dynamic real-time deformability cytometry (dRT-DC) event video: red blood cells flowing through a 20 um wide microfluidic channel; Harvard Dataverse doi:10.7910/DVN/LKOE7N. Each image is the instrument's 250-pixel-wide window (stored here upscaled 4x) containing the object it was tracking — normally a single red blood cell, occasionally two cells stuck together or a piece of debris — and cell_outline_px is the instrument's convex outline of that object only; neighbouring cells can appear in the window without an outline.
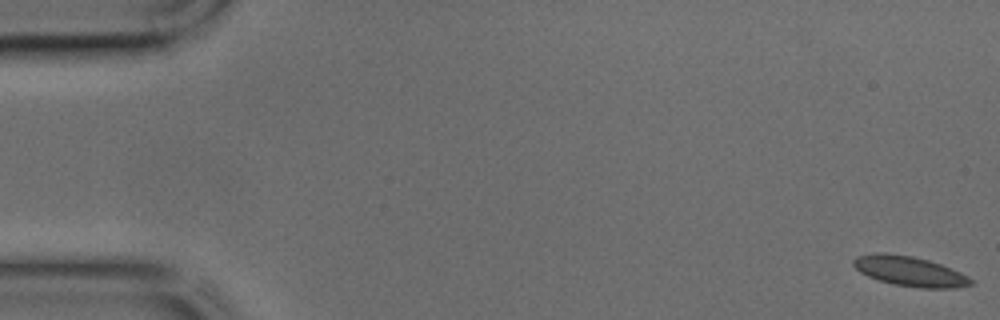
{"species": "common noctule bat (a hibernating species)", "species_latin": "Nyctalus noctula", "temperature_condition": "cold", "stored_images_in_passage": 45, "camera_frame_rate_fps": 3000, "um_per_image_px": 0.085, "animal": {"sex": "male", "body_mass_g": 17.9, "forearm_length_mm": 54.2}, "frame": {"image": 1, "passage_image": 1, "time_ms": 0.0, "image_size_px": [1000, 320], "cell_outline_px": [[972, 284], [956, 288], [920, 288], [892, 284], [868, 276], [860, 272], [852, 264], [852, 260], [856, 256], [876, 252], [884, 252], [912, 256], [928, 260], [940, 264], [960, 272], [968, 276], [972, 280]], "centroid_in_image_um": [77.29, 23.05], "position_along_channel_um": 7.7, "area_um2": 20.46}}
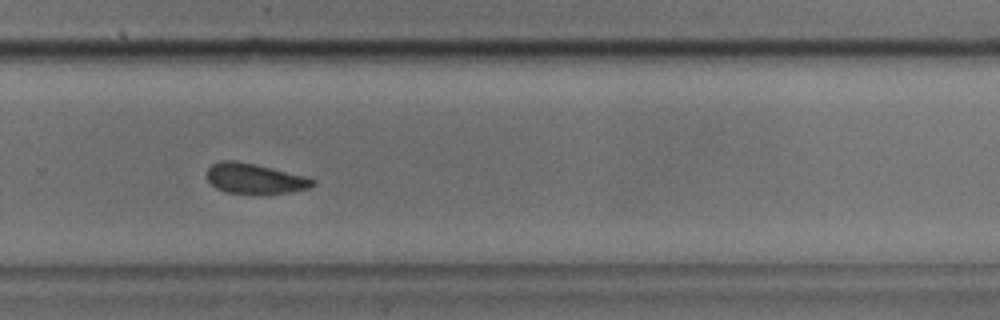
{"frame": {"image": 2, "passage_image": 30, "time_ms": 9.667, "image_size_px": [1000, 320], "cell_outline_px": [[316, 184], [308, 188], [292, 192], [228, 192], [216, 188], [208, 180], [208, 168], [212, 164], [220, 160], [236, 160], [256, 164], [304, 176], [316, 180]], "centroid_in_image_um": [21.65, 15.14], "position_along_channel_um": 308.1, "area_um2": 18.15}}
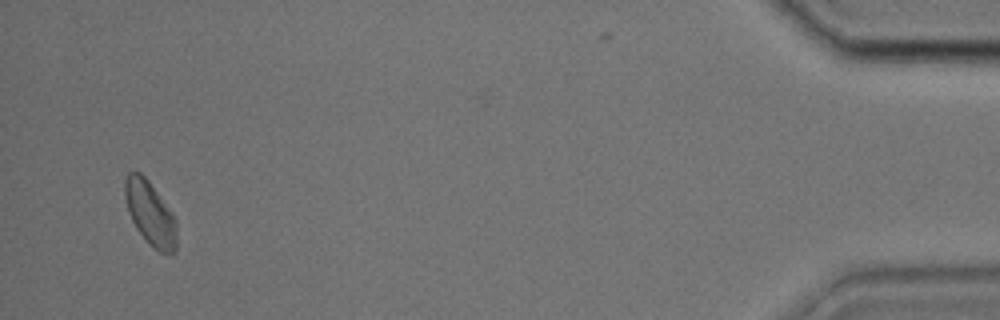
{"frame": {"image": 3, "passage_image": 43, "time_ms": 14.0, "image_size_px": [1000, 320], "cell_outline_px": [[176, 252], [172, 256], [168, 256], [152, 248], [148, 244], [136, 228], [132, 220], [124, 196], [124, 180], [128, 172], [140, 172], [148, 180], [172, 212], [176, 220]], "centroid_in_image_um": [12.78, 18.18], "position_along_channel_um": 422.4, "area_um2": 19.54}}